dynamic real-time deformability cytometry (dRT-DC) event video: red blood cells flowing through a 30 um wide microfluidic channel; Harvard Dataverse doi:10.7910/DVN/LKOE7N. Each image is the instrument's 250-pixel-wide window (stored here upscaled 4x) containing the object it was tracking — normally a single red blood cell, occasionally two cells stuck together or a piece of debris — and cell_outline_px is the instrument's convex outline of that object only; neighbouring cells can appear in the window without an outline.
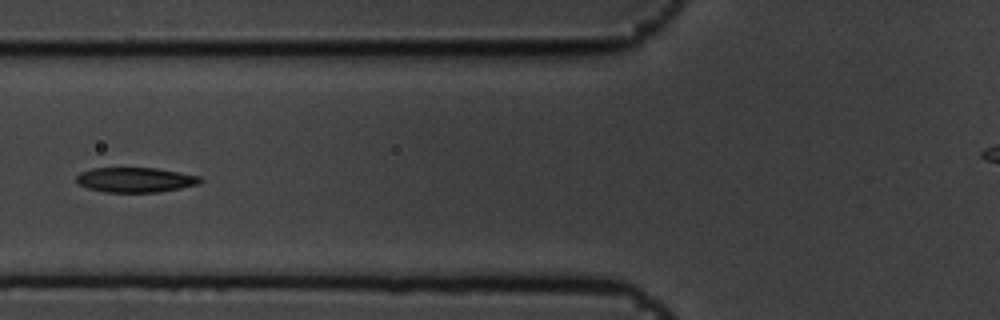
{"species": "common noctule bat (a hibernating species)", "species_latin": "Nyctalus noctula", "temperature_condition": "cold", "stored_images_in_passage": 15, "camera_frame_rate_fps": 3000, "um_per_image_px": 0.085, "animal": {"sex": "male", "body_mass_g": 19.5, "forearm_length_mm": 54.6}, "frame": {"image": 1, "passage_image": 5, "time_ms": 1.333, "image_size_px": [1000, 320], "cell_outline_px": [[204, 180], [200, 184], [180, 188], [156, 192], [104, 192], [88, 188], [76, 184], [76, 176], [80, 172], [92, 168], [156, 168], [180, 172], [200, 176]], "centroid_in_image_um": [11.5, 15.28], "position_along_channel_um": 114.3, "area_um2": 18.09}}
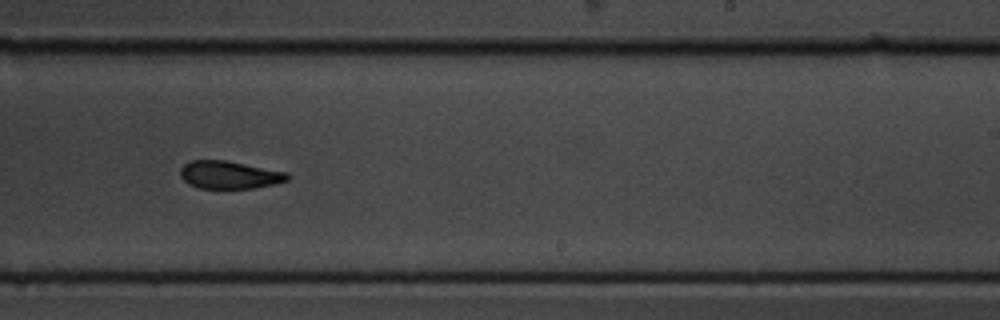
{"frame": {"image": 2, "passage_image": 9, "time_ms": 2.667, "image_size_px": [1000, 320], "cell_outline_px": [[292, 176], [288, 180], [256, 188], [200, 188], [188, 184], [180, 176], [180, 168], [184, 164], [192, 160], [224, 160], [288, 172]], "centroid_in_image_um": [19.5, 14.86], "position_along_channel_um": 269.5, "area_um2": 17.34}}
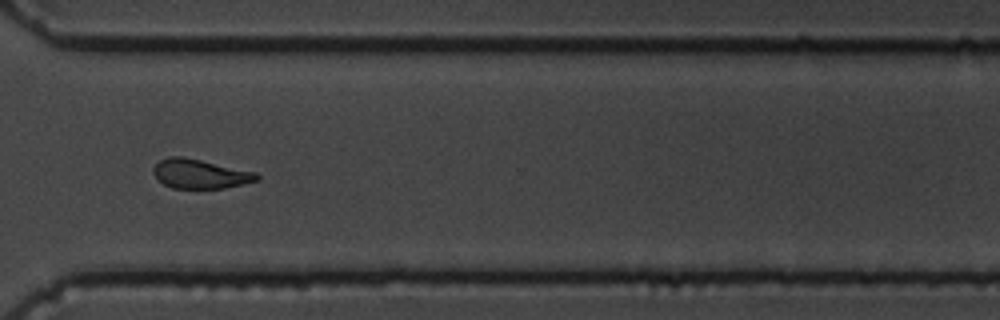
{"frame": {"image": 3, "passage_image": 11, "time_ms": 3.333, "image_size_px": [1000, 320], "cell_outline_px": [[260, 180], [224, 188], [172, 188], [164, 184], [152, 172], [152, 168], [160, 160], [168, 156], [184, 156], [256, 172], [260, 176]], "centroid_in_image_um": [17.01, 14.77], "position_along_channel_um": 353.6, "area_um2": 17.69}}